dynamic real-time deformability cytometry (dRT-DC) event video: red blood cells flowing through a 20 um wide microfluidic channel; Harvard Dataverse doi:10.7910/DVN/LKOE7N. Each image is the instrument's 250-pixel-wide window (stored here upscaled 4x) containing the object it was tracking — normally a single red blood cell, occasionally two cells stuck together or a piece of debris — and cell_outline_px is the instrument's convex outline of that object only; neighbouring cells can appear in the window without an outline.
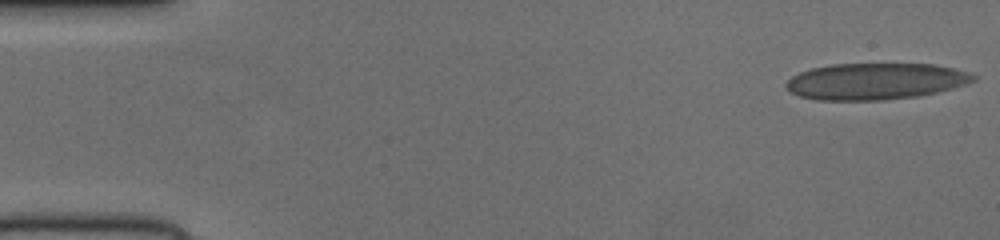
{"species": "human", "species_latin": "Homo sapiens", "temperature_condition": "cold", "stored_images_in_passage": 51, "camera_frame_rate_fps": 3000, "um_per_image_px": 0.085, "donor": {"sex": "female"}, "frame": {"image": 1, "passage_image": 1, "time_ms": 0.0, "image_size_px": [1000, 240], "cell_outline_px": [[976, 80], [964, 84], [936, 92], [916, 96], [880, 100], [816, 100], [800, 96], [792, 92], [784, 84], [792, 76], [800, 72], [812, 68], [832, 64], [932, 64], [952, 68], [968, 72], [976, 76]], "centroid_in_image_um": [74.38, 6.91], "position_along_channel_um": 10.6, "area_um2": 39.42}}
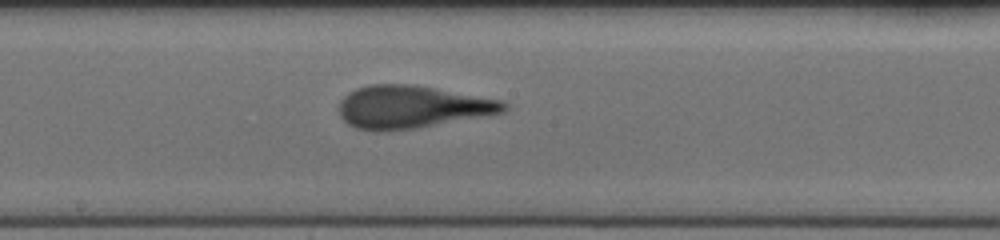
{"frame": {"image": 2, "passage_image": 27, "time_ms": 8.667, "image_size_px": [1000, 240], "cell_outline_px": [[508, 108], [504, 112], [416, 128], [388, 132], [376, 132], [356, 128], [348, 124], [340, 116], [340, 100], [348, 92], [356, 88], [368, 84], [412, 84], [504, 100], [508, 104]], "centroid_in_image_um": [34.99, 9.09], "position_along_channel_um": 213.2, "area_um2": 41.21}}
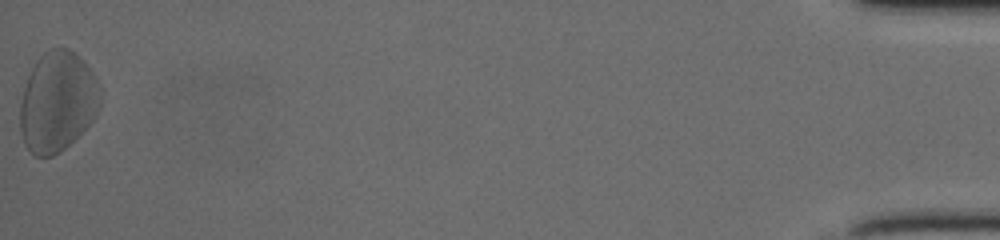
{"frame": {"image": 3, "passage_image": 51, "time_ms": 16.667, "image_size_px": [1000, 240], "cell_outline_px": [[100, 104], [92, 120], [64, 148], [52, 156], [32, 156], [24, 144], [20, 132], [20, 104], [24, 88], [28, 76], [36, 60], [48, 48], [68, 48], [76, 52], [96, 76], [100, 88]], "centroid_in_image_um": [4.87, 8.62], "position_along_channel_um": 430.3, "area_um2": 46.76}}